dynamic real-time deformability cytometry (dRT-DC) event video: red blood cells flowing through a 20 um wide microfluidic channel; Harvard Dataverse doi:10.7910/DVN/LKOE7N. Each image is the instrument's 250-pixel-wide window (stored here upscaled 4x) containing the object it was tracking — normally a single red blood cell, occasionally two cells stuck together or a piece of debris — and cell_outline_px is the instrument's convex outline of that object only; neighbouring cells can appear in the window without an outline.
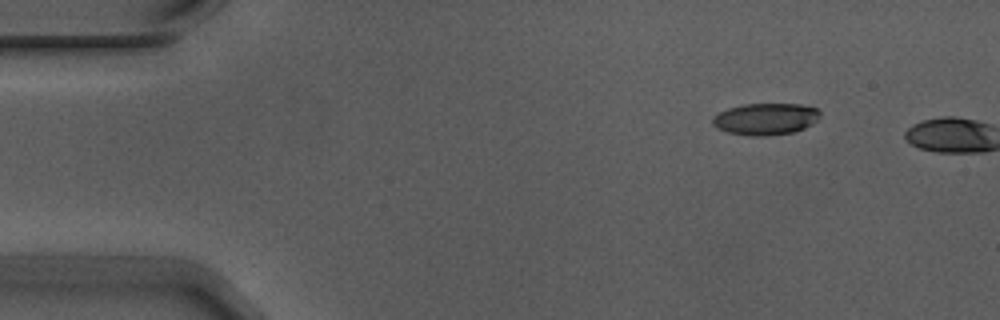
{"species": "Egyptian fruit bat (a non-hibernating species)", "species_latin": "Rousettus aegyptiacus", "temperature_condition": "warm", "stored_images_in_passage": 3, "camera_frame_rate_fps": 3000, "um_per_image_px": 0.085, "animal": {"sex": "male"}, "frame": {"image": 1, "passage_image": 1, "time_ms": 0.0, "image_size_px": [1000, 320], "cell_outline_px": [[820, 116], [812, 124], [804, 128], [792, 132], [764, 136], [748, 136], [728, 132], [716, 128], [712, 124], [712, 116], [728, 108], [744, 104], [800, 104], [816, 108], [820, 112]], "centroid_in_image_um": [65.04, 10.11], "position_along_channel_um": 20.0, "area_um2": 19.88}}